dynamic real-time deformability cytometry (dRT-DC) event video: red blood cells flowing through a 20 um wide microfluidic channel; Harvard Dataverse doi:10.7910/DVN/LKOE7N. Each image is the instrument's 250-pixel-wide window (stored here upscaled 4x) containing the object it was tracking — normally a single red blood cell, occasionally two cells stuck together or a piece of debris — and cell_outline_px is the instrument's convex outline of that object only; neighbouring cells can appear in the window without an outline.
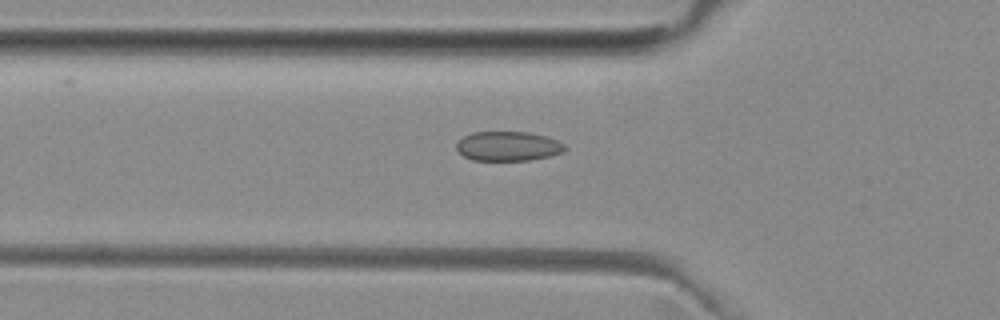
{"species": "common noctule bat (a hibernating species)", "species_latin": "Nyctalus noctula", "temperature_condition": "room temperature", "stored_images_in_passage": 49, "camera_frame_rate_fps": 3000, "um_per_image_px": 0.085, "animal": {"sex": "female", "body_mass_g": 29.2, "forearm_length_mm": 56.3}, "frame": {"image": 1, "passage_image": 15, "time_ms": 4.667, "image_size_px": [1000, 320], "cell_outline_px": [[568, 148], [560, 152], [548, 156], [528, 160], [472, 160], [464, 156], [456, 148], [456, 144], [464, 136], [472, 132], [528, 132], [544, 136], [556, 140], [564, 144]], "centroid_in_image_um": [43.16, 12.42], "position_along_channel_um": 82.6, "area_um2": 18.38}}
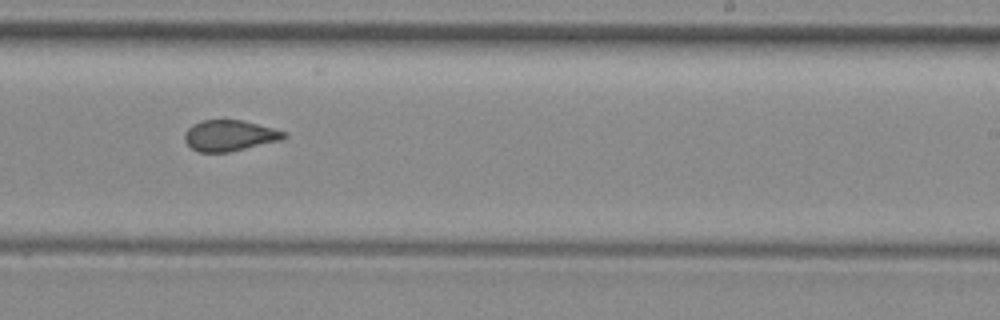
{"frame": {"image": 2, "passage_image": 29, "time_ms": 9.333, "image_size_px": [1000, 320], "cell_outline_px": [[288, 136], [280, 140], [228, 152], [200, 152], [192, 148], [184, 140], [184, 136], [188, 128], [192, 124], [200, 120], [244, 120], [288, 132]], "centroid_in_image_um": [19.52, 11.51], "position_along_channel_um": 269.5, "area_um2": 17.86}}
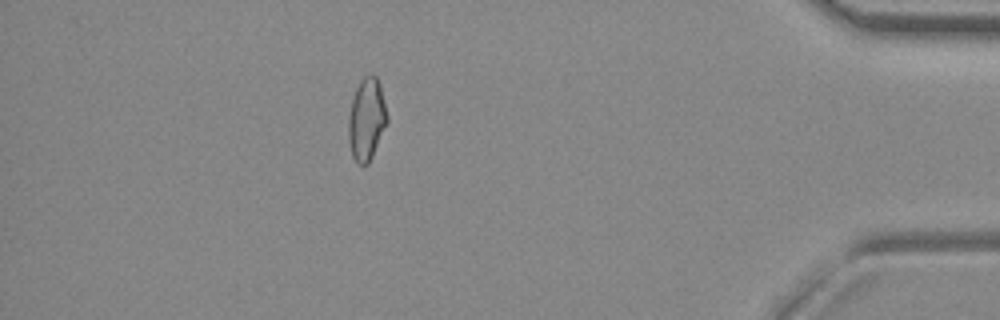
{"frame": {"image": 3, "passage_image": 43, "time_ms": 14.0, "image_size_px": [1000, 320], "cell_outline_px": [[388, 124], [368, 164], [356, 164], [352, 156], [348, 140], [348, 116], [352, 100], [356, 88], [360, 80], [364, 76], [372, 72], [376, 76], [380, 84], [388, 116]], "centroid_in_image_um": [31.16, 10.13], "position_along_channel_um": 404.0, "area_um2": 18.9}, "authors_computed_cell_mechanics": {"area_um2": 18.8428, "velocity_mm_per_s": 3.9917, "shape_relaxation_time_tau1_ms": null, "shape_relaxation_time_tau2_ms": 1.0089, "deformation_change_tau1": null, "deformation_change_tau2": 0.0497}}